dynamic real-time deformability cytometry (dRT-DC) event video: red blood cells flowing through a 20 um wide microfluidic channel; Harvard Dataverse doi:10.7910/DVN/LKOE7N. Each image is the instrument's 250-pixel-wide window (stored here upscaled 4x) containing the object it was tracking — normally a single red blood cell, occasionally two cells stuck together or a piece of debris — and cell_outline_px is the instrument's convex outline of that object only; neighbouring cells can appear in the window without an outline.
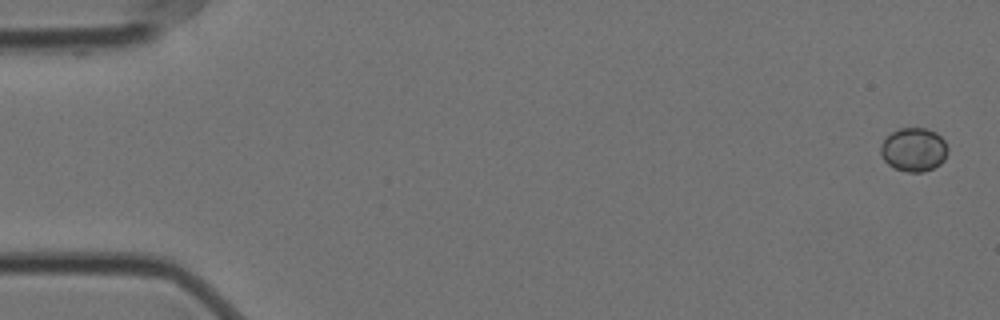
{"species": "Egyptian fruit bat (a non-hibernating species)", "species_latin": "Rousettus aegyptiacus", "temperature_condition": "cold", "stored_images_in_passage": 58, "camera_frame_rate_fps": 3000, "um_per_image_px": 0.085, "animal": {"sex": "female"}, "frame": {"image": 1, "passage_image": 1, "time_ms": 0.0, "image_size_px": [1000, 320], "cell_outline_px": [[948, 152], [944, 160], [940, 164], [932, 168], [920, 172], [908, 172], [896, 168], [888, 164], [884, 160], [880, 152], [880, 144], [892, 132], [900, 128], [924, 128], [936, 132], [944, 140], [948, 148]], "centroid_in_image_um": [77.68, 12.71], "position_along_channel_um": 7.3, "area_um2": 16.99}}
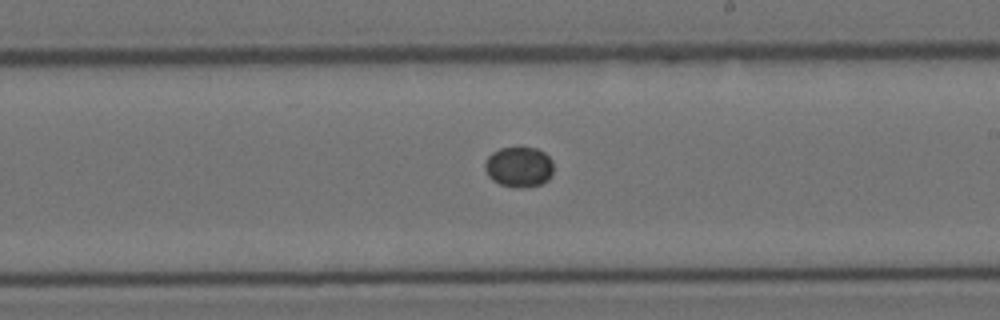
{"frame": {"image": 2, "passage_image": 33, "time_ms": 10.667, "image_size_px": [1000, 320], "cell_outline_px": [[552, 176], [548, 180], [540, 184], [524, 188], [516, 188], [500, 184], [492, 180], [488, 176], [484, 168], [484, 164], [488, 156], [492, 152], [500, 148], [536, 148], [544, 152], [552, 160]], "centroid_in_image_um": [44.1, 14.2], "position_along_channel_um": 244.9, "area_um2": 16.24}}
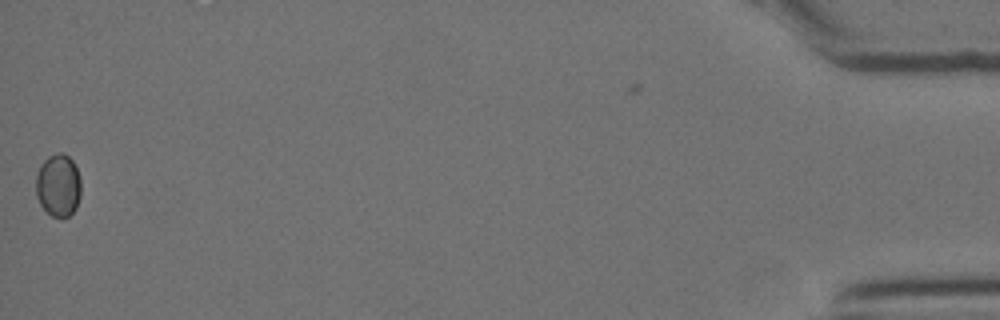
{"frame": {"image": 3, "passage_image": 57, "time_ms": 18.667, "image_size_px": [1000, 320], "cell_outline_px": [[80, 196], [76, 208], [68, 216], [60, 220], [52, 216], [40, 204], [36, 196], [36, 176], [44, 160], [48, 156], [56, 152], [64, 152], [72, 160], [76, 168], [80, 180]], "centroid_in_image_um": [4.95, 15.77], "position_along_channel_um": 430.2, "area_um2": 16.53}}